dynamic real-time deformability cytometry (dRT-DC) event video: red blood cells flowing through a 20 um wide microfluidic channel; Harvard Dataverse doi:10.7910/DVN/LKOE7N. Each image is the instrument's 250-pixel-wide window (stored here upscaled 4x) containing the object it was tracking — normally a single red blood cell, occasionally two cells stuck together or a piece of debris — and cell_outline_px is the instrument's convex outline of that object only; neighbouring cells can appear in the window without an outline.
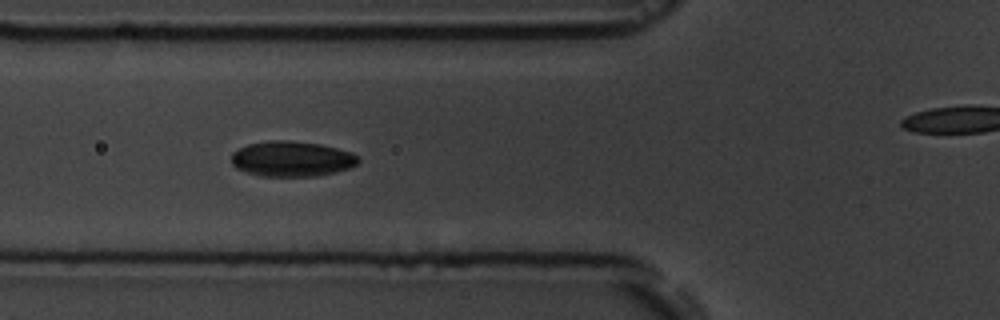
{"species": "common noctule bat (a hibernating species)", "species_latin": "Nyctalus noctula", "temperature_condition": "room temperature", "stored_images_in_passage": 8, "camera_frame_rate_fps": 3000, "um_per_image_px": 0.085, "animal": {"sex": "male", "body_mass_g": 19.5, "forearm_length_mm": 54.6}, "frame": {"image": 1, "passage_image": 2, "time_ms": 1.0, "image_size_px": [1000, 320], "cell_outline_px": [[360, 160], [356, 164], [348, 168], [336, 172], [316, 176], [260, 176], [244, 172], [236, 168], [232, 164], [232, 152], [248, 144], [272, 140], [288, 140], [320, 144], [352, 152], [360, 156]], "centroid_in_image_um": [24.8, 13.5], "position_along_channel_um": 101.0, "area_um2": 26.24}}
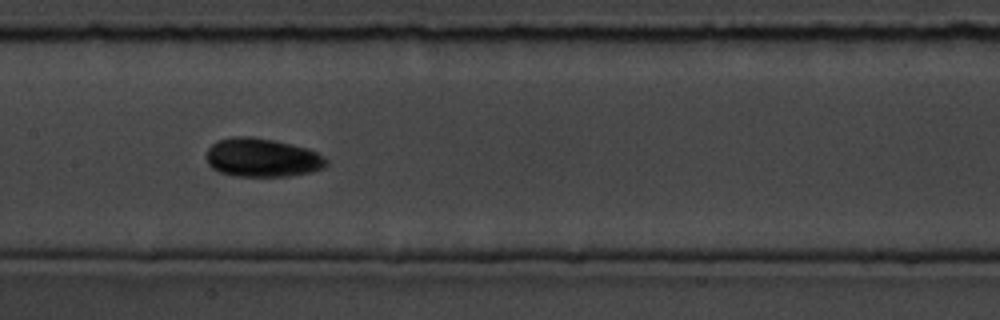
{"frame": {"image": 2, "passage_image": 4, "time_ms": 3.333, "image_size_px": [1000, 320], "cell_outline_px": [[328, 164], [324, 168], [312, 172], [288, 176], [232, 176], [220, 172], [212, 168], [208, 164], [204, 156], [208, 148], [212, 144], [220, 140], [232, 136], [252, 136], [272, 140], [308, 148], [324, 156], [328, 160]], "centroid_in_image_um": [22.27, 13.4], "position_along_channel_um": 185.1, "area_um2": 27.28}}
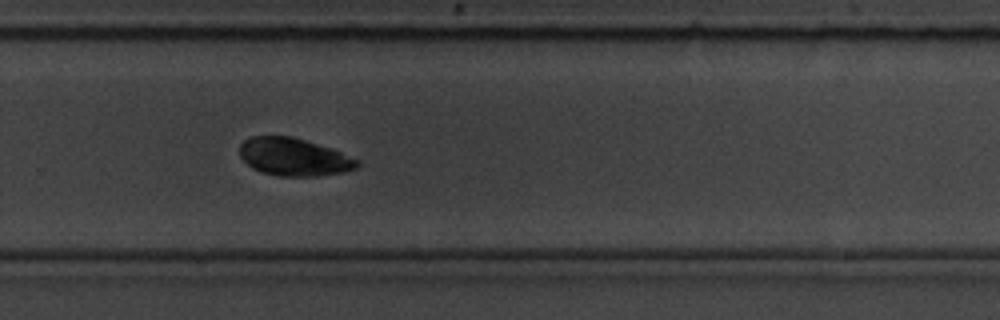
{"frame": {"image": 3, "passage_image": 7, "time_ms": 6.667, "image_size_px": [1000, 320], "cell_outline_px": [[360, 164], [356, 168], [344, 172], [316, 176], [276, 176], [260, 172], [252, 168], [240, 156], [240, 144], [244, 140], [252, 136], [292, 136], [332, 148], [360, 160]], "centroid_in_image_um": [24.99, 13.34], "position_along_channel_um": 304.8, "area_um2": 26.01}}